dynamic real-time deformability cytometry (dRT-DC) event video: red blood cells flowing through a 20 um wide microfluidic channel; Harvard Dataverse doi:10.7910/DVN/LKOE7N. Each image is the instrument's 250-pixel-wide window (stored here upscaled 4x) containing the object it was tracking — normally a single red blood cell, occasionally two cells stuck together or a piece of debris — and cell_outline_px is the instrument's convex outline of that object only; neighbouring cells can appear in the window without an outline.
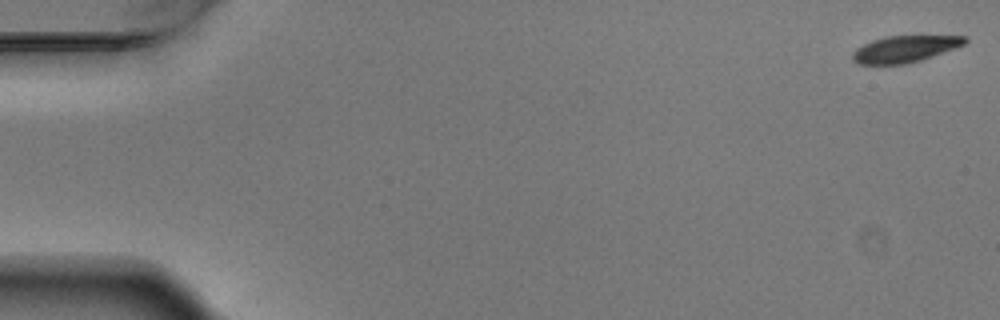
{"species": "Egyptian fruit bat (a non-hibernating species)", "species_latin": "Rousettus aegyptiacus", "temperature_condition": "warm", "stored_images_in_passage": 4, "camera_frame_rate_fps": 3000, "um_per_image_px": 0.085, "animal": {"sex": "male"}, "frame": {"image": 1, "passage_image": 1, "time_ms": 0.0, "image_size_px": [1000, 320], "cell_outline_px": [[968, 40], [964, 44], [920, 60], [904, 64], [860, 64], [852, 60], [852, 52], [856, 48], [872, 40], [888, 36], [968, 36]], "centroid_in_image_um": [76.87, 4.16], "position_along_channel_um": 8.1, "area_um2": 17.11}}